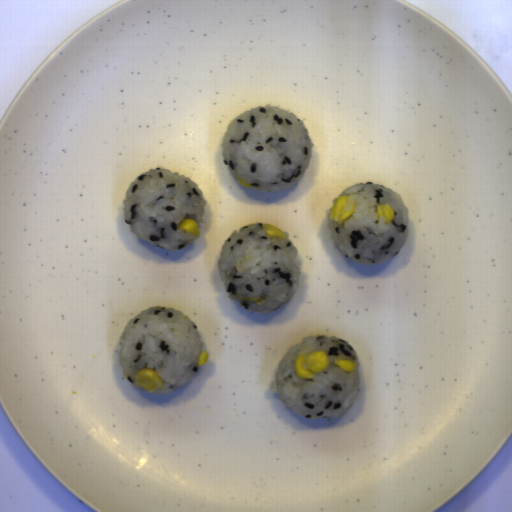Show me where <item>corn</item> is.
Returning <instances> with one entry per match:
<instances>
[{"label":"corn","instance_id":"51d56268","mask_svg":"<svg viewBox=\"0 0 512 512\" xmlns=\"http://www.w3.org/2000/svg\"><path fill=\"white\" fill-rule=\"evenodd\" d=\"M330 363V358L324 351L298 355L295 362V374L300 379H312L315 372H322Z\"/></svg>","mask_w":512,"mask_h":512},{"label":"corn","instance_id":"f1292c28","mask_svg":"<svg viewBox=\"0 0 512 512\" xmlns=\"http://www.w3.org/2000/svg\"><path fill=\"white\" fill-rule=\"evenodd\" d=\"M134 380L139 385L142 386L149 394L154 393L157 390L164 389V383L159 375V373L150 368H144L141 370H137L134 374Z\"/></svg>","mask_w":512,"mask_h":512},{"label":"corn","instance_id":"5cfa1b94","mask_svg":"<svg viewBox=\"0 0 512 512\" xmlns=\"http://www.w3.org/2000/svg\"><path fill=\"white\" fill-rule=\"evenodd\" d=\"M348 198L349 196H338L329 211L328 220H333L335 223L340 225L346 222L352 216L355 210V205L351 212H345L344 210Z\"/></svg>","mask_w":512,"mask_h":512},{"label":"corn","instance_id":"cfcad685","mask_svg":"<svg viewBox=\"0 0 512 512\" xmlns=\"http://www.w3.org/2000/svg\"><path fill=\"white\" fill-rule=\"evenodd\" d=\"M176 229H179L186 233L194 234V235L200 237L198 222H196L195 220H192L190 218H183Z\"/></svg>","mask_w":512,"mask_h":512},{"label":"corn","instance_id":"2b8c4276","mask_svg":"<svg viewBox=\"0 0 512 512\" xmlns=\"http://www.w3.org/2000/svg\"><path fill=\"white\" fill-rule=\"evenodd\" d=\"M376 211L378 213L377 221L381 218V216H385V224L392 221L396 215L393 207L388 203L376 205Z\"/></svg>","mask_w":512,"mask_h":512},{"label":"corn","instance_id":"79e197a2","mask_svg":"<svg viewBox=\"0 0 512 512\" xmlns=\"http://www.w3.org/2000/svg\"><path fill=\"white\" fill-rule=\"evenodd\" d=\"M264 230H265V234L267 236H269L271 239L274 238V237H278V240L279 239H284V238H288L286 236V234L281 231L278 227L276 226H273L269 223H264L262 224Z\"/></svg>","mask_w":512,"mask_h":512},{"label":"corn","instance_id":"30e3d8cc","mask_svg":"<svg viewBox=\"0 0 512 512\" xmlns=\"http://www.w3.org/2000/svg\"><path fill=\"white\" fill-rule=\"evenodd\" d=\"M334 363L338 365L346 373H349L357 368L355 361L336 359L334 360Z\"/></svg>","mask_w":512,"mask_h":512},{"label":"corn","instance_id":"6a14855c","mask_svg":"<svg viewBox=\"0 0 512 512\" xmlns=\"http://www.w3.org/2000/svg\"><path fill=\"white\" fill-rule=\"evenodd\" d=\"M209 360V354L205 349L201 350L199 356H198V365H205L208 363Z\"/></svg>","mask_w":512,"mask_h":512},{"label":"corn","instance_id":"42891da5","mask_svg":"<svg viewBox=\"0 0 512 512\" xmlns=\"http://www.w3.org/2000/svg\"><path fill=\"white\" fill-rule=\"evenodd\" d=\"M236 181L242 186V187H246V188H252V185L249 184L248 182H246L245 180L243 179H240V178H236Z\"/></svg>","mask_w":512,"mask_h":512}]
</instances>
